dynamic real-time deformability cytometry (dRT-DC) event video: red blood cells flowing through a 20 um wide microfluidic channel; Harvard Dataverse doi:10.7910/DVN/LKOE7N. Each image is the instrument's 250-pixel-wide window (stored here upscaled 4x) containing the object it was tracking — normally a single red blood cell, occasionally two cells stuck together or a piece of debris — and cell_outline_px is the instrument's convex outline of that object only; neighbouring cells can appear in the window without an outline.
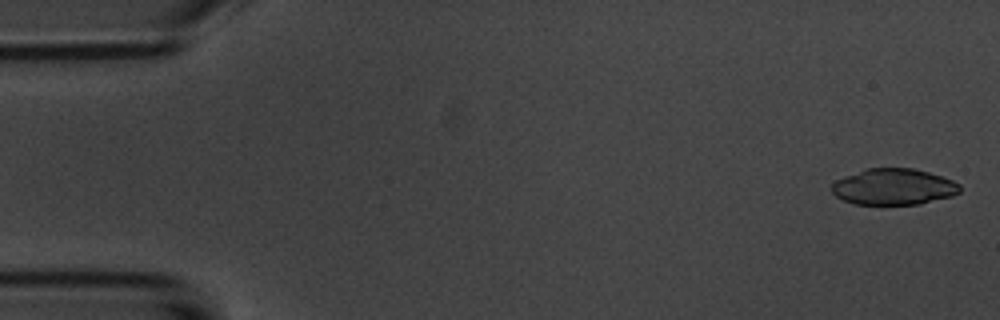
{"species": "common noctule bat (a hibernating species)", "species_latin": "Nyctalus noctula", "temperature_condition": "room temperature", "stored_images_in_passage": 54, "camera_frame_rate_fps": 3000, "um_per_image_px": 0.085, "animal": {"sex": "male", "body_mass_g": 20.1, "forearm_length_mm": 53.5}, "frame": {"image": 1, "passage_image": 2, "time_ms": 0.333, "image_size_px": [1000, 320], "cell_outline_px": [[960, 192], [952, 196], [920, 204], [856, 204], [844, 200], [836, 196], [832, 192], [832, 184], [836, 180], [844, 176], [868, 168], [912, 168], [928, 172], [952, 180], [960, 184]], "centroid_in_image_um": [75.97, 15.88], "position_along_channel_um": 9.0, "area_um2": 26.88}}